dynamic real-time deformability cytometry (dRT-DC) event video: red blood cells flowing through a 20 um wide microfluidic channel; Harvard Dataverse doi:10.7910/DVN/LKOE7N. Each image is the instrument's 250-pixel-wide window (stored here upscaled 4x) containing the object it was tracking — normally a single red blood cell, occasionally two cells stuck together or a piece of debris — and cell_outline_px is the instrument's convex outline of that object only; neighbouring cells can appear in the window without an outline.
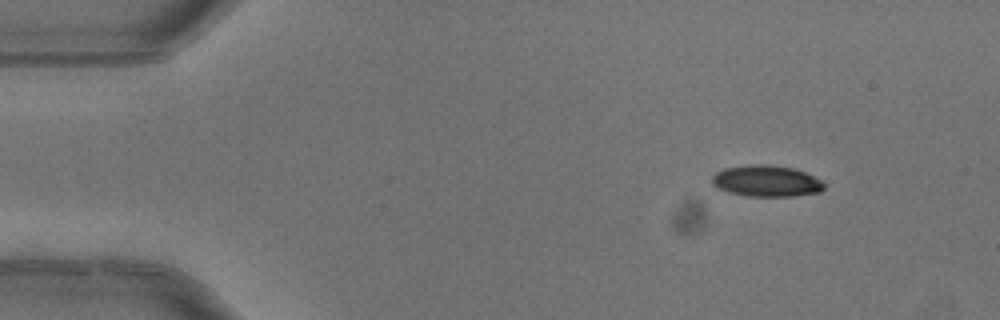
{"species": "common noctule bat (a hibernating species)", "species_latin": "Nyctalus noctula", "temperature_condition": "warm", "stored_images_in_passage": 5, "camera_frame_rate_fps": 3000, "um_per_image_px": 0.085, "animal": {"sex": "female"}, "frame": {"image": 1, "passage_image": 1, "time_ms": 0.0, "image_size_px": [1000, 320], "cell_outline_px": [[824, 188], [820, 192], [792, 196], [748, 196], [728, 192], [716, 188], [712, 184], [712, 176], [716, 172], [724, 168], [748, 164], [768, 164], [792, 168], [804, 172], [824, 180]], "centroid_in_image_um": [65.13, 15.38], "position_along_channel_um": 19.9, "area_um2": 20.63}}
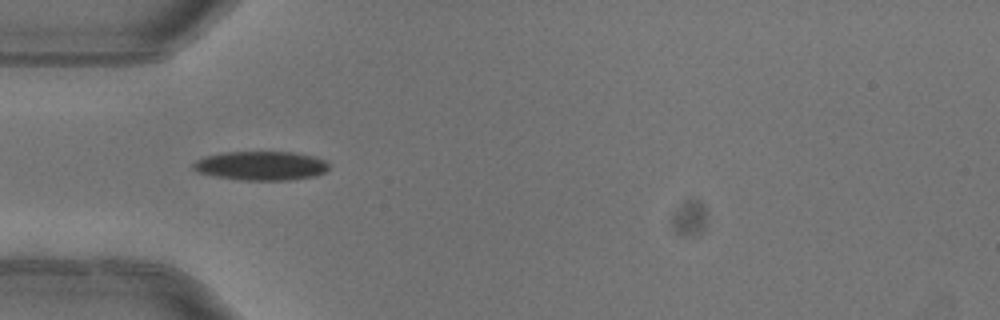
{"frame": {"image": 2, "passage_image": 4, "time_ms": 1.0, "image_size_px": [1000, 320], "cell_outline_px": [[328, 168], [324, 172], [312, 176], [288, 180], [244, 180], [216, 176], [196, 172], [192, 168], [192, 164], [196, 160], [204, 156], [224, 152], [292, 152], [312, 156], [324, 160], [328, 164]], "centroid_in_image_um": [22.13, 14.08], "position_along_channel_um": 62.9, "area_um2": 22.77}}